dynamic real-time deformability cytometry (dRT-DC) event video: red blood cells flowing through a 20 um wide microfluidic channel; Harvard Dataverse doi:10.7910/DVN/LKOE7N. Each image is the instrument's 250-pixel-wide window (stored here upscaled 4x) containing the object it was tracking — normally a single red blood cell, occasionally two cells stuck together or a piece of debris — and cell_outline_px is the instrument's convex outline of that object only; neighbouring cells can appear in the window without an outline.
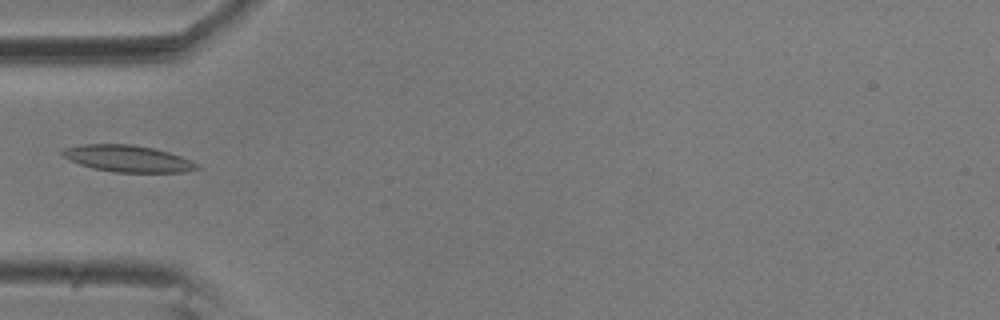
{"species": "common noctule bat (a hibernating species)", "species_latin": "Nyctalus noctula", "temperature_condition": "room temperature", "stored_images_in_passage": 11, "camera_frame_rate_fps": 3000, "um_per_image_px": 0.085, "animal": {"sex": "male", "body_mass_g": 20.5, "forearm_length_mm": 52.5}, "frame": {"image": 1, "passage_image": 5, "time_ms": 1.333, "image_size_px": [1000, 320], "cell_outline_px": [[200, 168], [184, 172], [116, 172], [92, 168], [68, 160], [60, 156], [60, 152], [64, 148], [80, 144], [132, 144], [152, 148], [168, 152], [192, 160]], "centroid_in_image_um": [10.8, 13.47], "position_along_channel_um": 74.2, "area_um2": 20.92}}
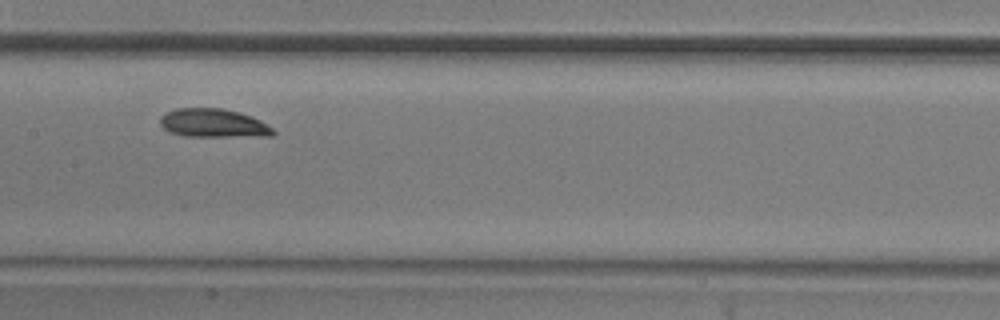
{"frame": {"image": 2, "passage_image": 8, "time_ms": 2.333, "image_size_px": [1000, 320], "cell_outline_px": [[276, 132], [272, 136], [184, 136], [168, 132], [160, 124], [160, 116], [176, 108], [224, 108], [240, 112], [252, 116], [260, 120], [272, 128]], "centroid_in_image_um": [18.14, 10.46], "position_along_channel_um": 189.3, "area_um2": 18.9}}
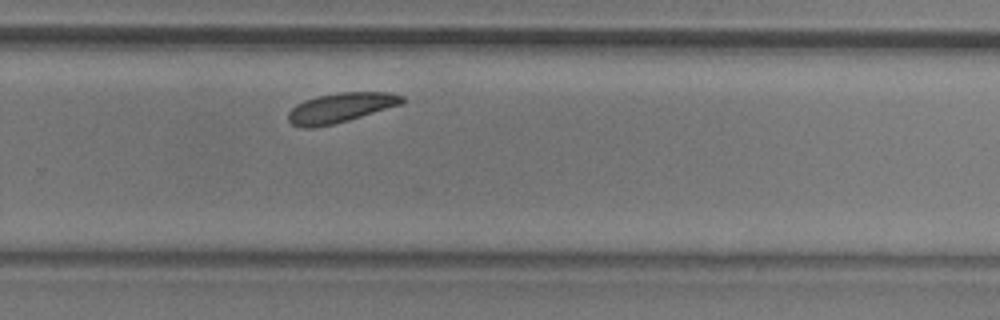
{"frame": {"image": 3, "passage_image": 11, "time_ms": 3.333, "image_size_px": [1000, 320], "cell_outline_px": [[404, 100], [400, 104], [348, 120], [332, 124], [312, 128], [300, 128], [292, 124], [288, 120], [288, 112], [296, 104], [304, 100], [316, 96], [340, 92], [392, 92], [404, 96]], "centroid_in_image_um": [28.9, 9.15], "position_along_channel_um": 300.9, "area_um2": 19.59}}